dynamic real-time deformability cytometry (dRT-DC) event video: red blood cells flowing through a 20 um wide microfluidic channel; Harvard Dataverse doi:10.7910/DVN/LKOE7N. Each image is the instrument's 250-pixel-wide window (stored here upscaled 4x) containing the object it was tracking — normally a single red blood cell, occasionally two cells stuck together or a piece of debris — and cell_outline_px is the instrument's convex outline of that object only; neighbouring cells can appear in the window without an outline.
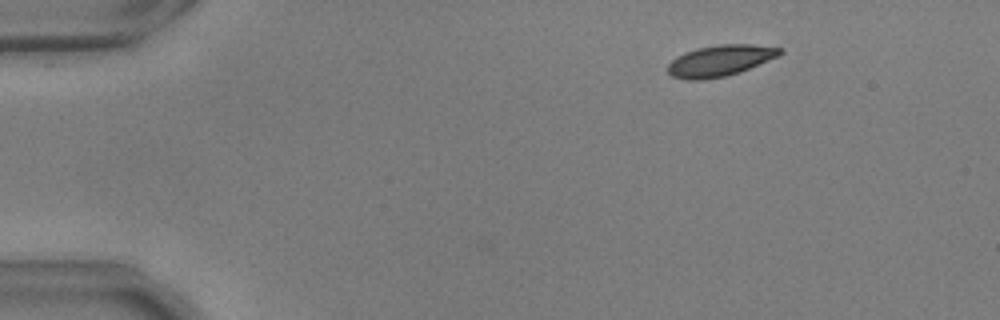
{"species": "common noctule bat (a hibernating species)", "species_latin": "Nyctalus noctula", "temperature_condition": "warm", "stored_images_in_passage": 42, "camera_frame_rate_fps": 3000, "um_per_image_px": 0.085, "animal": {"sex": "male", "body_mass_g": 17.9, "forearm_length_mm": 54.2}, "frame": {"image": 1, "passage_image": 3, "time_ms": 0.667, "image_size_px": [1000, 320], "cell_outline_px": [[784, 52], [776, 56], [740, 72], [728, 76], [700, 80], [684, 80], [672, 76], [668, 72], [668, 64], [676, 56], [684, 52], [696, 48], [720, 44], [752, 44], [780, 48]], "centroid_in_image_um": [61.15, 5.16], "position_along_channel_um": 23.9, "area_um2": 20.29}}
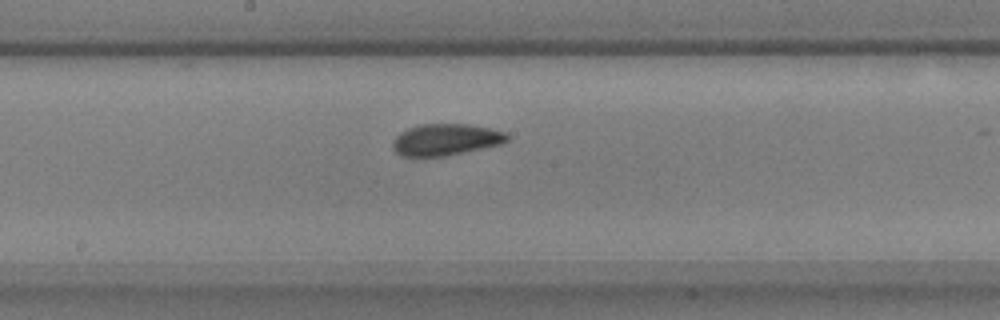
{"frame": {"image": 2, "passage_image": 25, "time_ms": 8.0, "image_size_px": [1000, 320], "cell_outline_px": [[508, 140], [500, 144], [448, 156], [400, 156], [392, 148], [392, 140], [400, 132], [408, 128], [420, 124], [468, 124], [488, 128], [504, 132], [508, 136]], "centroid_in_image_um": [37.84, 11.87], "position_along_channel_um": 210.4, "area_um2": 21.04}}
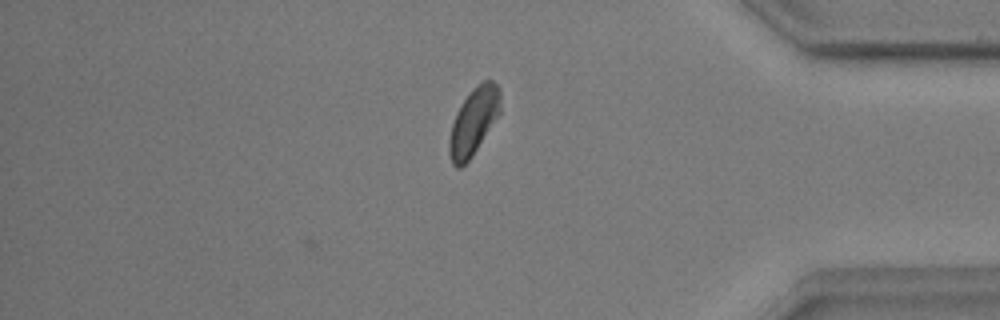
{"frame": {"image": 3, "passage_image": 42, "time_ms": 13.667, "image_size_px": [1000, 320], "cell_outline_px": [[500, 116], [472, 156], [460, 168], [456, 168], [452, 164], [448, 152], [448, 140], [452, 124], [456, 112], [460, 104], [472, 88], [484, 80], [492, 80], [500, 88]], "centroid_in_image_um": [40.26, 10.33], "position_along_channel_um": 394.9, "area_um2": 20.35}, "authors_computed_cell_mechanics": {"area_um2": 20.519, "velocity_mm_per_s": 3.6875, "shape_relaxation_time_tau1_ms": 6.8379, "shape_relaxation_time_tau2_ms": 1.5853, "deformation_change_tau1": 0.1803, "deformation_change_tau2": 0.0687}}